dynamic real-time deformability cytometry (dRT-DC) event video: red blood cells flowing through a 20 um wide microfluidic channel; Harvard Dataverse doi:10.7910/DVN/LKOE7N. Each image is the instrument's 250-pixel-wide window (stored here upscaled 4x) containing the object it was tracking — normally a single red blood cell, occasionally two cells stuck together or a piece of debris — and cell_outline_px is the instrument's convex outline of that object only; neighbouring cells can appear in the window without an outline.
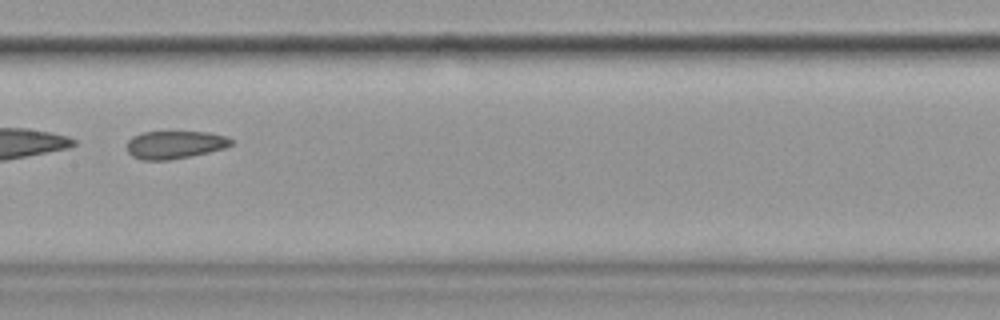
{"species": "common noctule bat (a hibernating species)", "species_latin": "Nyctalus noctula", "temperature_condition": "cold", "stored_images_in_passage": 14, "camera_frame_rate_fps": 3000, "um_per_image_px": 0.085, "animal": {"sex": "female", "body_mass_g": 19.9}, "frame": {"image": 1, "passage_image": 8, "time_ms": 9.0, "image_size_px": [1000, 320], "cell_outline_px": [[236, 140], [232, 144], [224, 148], [208, 152], [168, 160], [140, 160], [132, 156], [128, 152], [128, 140], [132, 136], [144, 132], [208, 132], [228, 136]], "centroid_in_image_um": [14.89, 12.29], "position_along_channel_um": 192.5, "area_um2": 16.94}, "authors_computed_cell_mechanics": {"area_um2": 26.9348, "velocity_mm_per_s": 3.579, "shape_relaxation_time_tau1_ms": null, "shape_relaxation_time_tau2_ms": 1.5341, "deformation_change_tau1": null, "deformation_change_tau2": 0.0602}}